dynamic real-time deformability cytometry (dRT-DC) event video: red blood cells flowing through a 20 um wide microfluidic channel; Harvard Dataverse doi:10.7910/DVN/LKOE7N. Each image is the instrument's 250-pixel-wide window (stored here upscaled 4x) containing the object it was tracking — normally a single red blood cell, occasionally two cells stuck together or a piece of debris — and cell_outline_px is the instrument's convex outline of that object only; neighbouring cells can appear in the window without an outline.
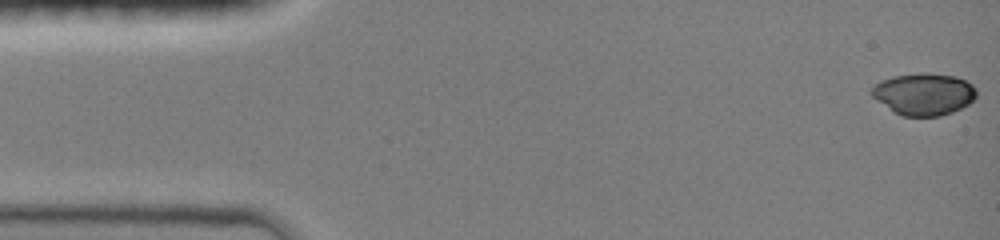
{"species": "common noctule bat (a hibernating species)", "species_latin": "Nyctalus noctula", "temperature_condition": "room temperature", "stored_images_in_passage": 22, "camera_frame_rate_fps": 3000, "um_per_image_px": 0.085, "animal": {"sex": "female", "body_mass_g": 19.0, "forearm_length_mm": 51.5}, "frame": {"image": 1, "passage_image": 1, "time_ms": 0.0, "image_size_px": [1000, 240], "cell_outline_px": [[976, 96], [968, 104], [952, 112], [940, 116], [904, 116], [892, 112], [876, 100], [868, 92], [880, 80], [892, 76], [956, 76], [972, 84], [976, 88]], "centroid_in_image_um": [78.49, 8.05], "position_along_channel_um": 6.5, "area_um2": 24.91}}
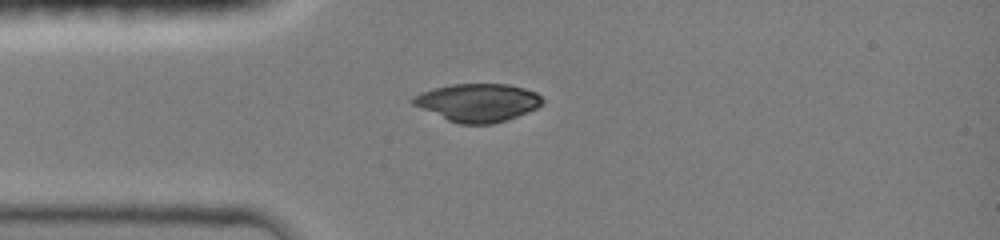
{"frame": {"image": 2, "passage_image": 16, "time_ms": 3.667, "image_size_px": [1000, 240], "cell_outline_px": [[544, 104], [536, 108], [516, 116], [492, 124], [460, 124], [448, 120], [412, 104], [408, 100], [412, 96], [420, 92], [452, 84], [508, 84], [524, 88], [536, 92], [544, 100]], "centroid_in_image_um": [40.59, 8.71], "position_along_channel_um": 44.4, "area_um2": 28.55}}